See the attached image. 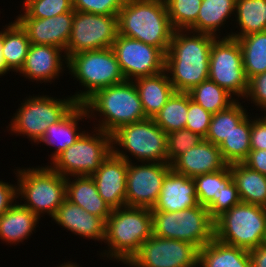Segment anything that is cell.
I'll list each match as a JSON object with an SVG mask.
<instances>
[{"label":"cell","instance_id":"obj_1","mask_svg":"<svg viewBox=\"0 0 266 267\" xmlns=\"http://www.w3.org/2000/svg\"><path fill=\"white\" fill-rule=\"evenodd\" d=\"M216 36L174 30L165 54V71L175 92H189L209 77V57Z\"/></svg>","mask_w":266,"mask_h":267},{"label":"cell","instance_id":"obj_2","mask_svg":"<svg viewBox=\"0 0 266 267\" xmlns=\"http://www.w3.org/2000/svg\"><path fill=\"white\" fill-rule=\"evenodd\" d=\"M152 235L151 209L126 205L112 209L105 222L103 242L108 250H103L99 255L103 260L126 265Z\"/></svg>","mask_w":266,"mask_h":267},{"label":"cell","instance_id":"obj_3","mask_svg":"<svg viewBox=\"0 0 266 267\" xmlns=\"http://www.w3.org/2000/svg\"><path fill=\"white\" fill-rule=\"evenodd\" d=\"M83 104L89 120L95 118L93 128L110 135L124 125L147 118L136 85L131 80L99 89Z\"/></svg>","mask_w":266,"mask_h":267},{"label":"cell","instance_id":"obj_4","mask_svg":"<svg viewBox=\"0 0 266 267\" xmlns=\"http://www.w3.org/2000/svg\"><path fill=\"white\" fill-rule=\"evenodd\" d=\"M174 28L165 0H125L118 13V34L159 48L169 49Z\"/></svg>","mask_w":266,"mask_h":267},{"label":"cell","instance_id":"obj_5","mask_svg":"<svg viewBox=\"0 0 266 267\" xmlns=\"http://www.w3.org/2000/svg\"><path fill=\"white\" fill-rule=\"evenodd\" d=\"M44 166L14 169L17 199L39 219L46 215L53 218L66 199V178L49 164Z\"/></svg>","mask_w":266,"mask_h":267},{"label":"cell","instance_id":"obj_6","mask_svg":"<svg viewBox=\"0 0 266 267\" xmlns=\"http://www.w3.org/2000/svg\"><path fill=\"white\" fill-rule=\"evenodd\" d=\"M67 71L83 88L72 95L78 104H83L99 89L125 81L112 48L71 55Z\"/></svg>","mask_w":266,"mask_h":267},{"label":"cell","instance_id":"obj_7","mask_svg":"<svg viewBox=\"0 0 266 267\" xmlns=\"http://www.w3.org/2000/svg\"><path fill=\"white\" fill-rule=\"evenodd\" d=\"M62 98L47 94L26 96L6 126L7 130L11 135L27 136L31 144H37L47 128L59 122L77 104L72 96Z\"/></svg>","mask_w":266,"mask_h":267},{"label":"cell","instance_id":"obj_8","mask_svg":"<svg viewBox=\"0 0 266 267\" xmlns=\"http://www.w3.org/2000/svg\"><path fill=\"white\" fill-rule=\"evenodd\" d=\"M112 152L127 162L167 163V134L150 118L124 125L112 134Z\"/></svg>","mask_w":266,"mask_h":267},{"label":"cell","instance_id":"obj_9","mask_svg":"<svg viewBox=\"0 0 266 267\" xmlns=\"http://www.w3.org/2000/svg\"><path fill=\"white\" fill-rule=\"evenodd\" d=\"M214 238L247 251L266 243V208L236 204L214 221Z\"/></svg>","mask_w":266,"mask_h":267},{"label":"cell","instance_id":"obj_10","mask_svg":"<svg viewBox=\"0 0 266 267\" xmlns=\"http://www.w3.org/2000/svg\"><path fill=\"white\" fill-rule=\"evenodd\" d=\"M153 235L196 245L199 249L214 239V220L200 204L177 212L151 211Z\"/></svg>","mask_w":266,"mask_h":267},{"label":"cell","instance_id":"obj_11","mask_svg":"<svg viewBox=\"0 0 266 267\" xmlns=\"http://www.w3.org/2000/svg\"><path fill=\"white\" fill-rule=\"evenodd\" d=\"M94 129V130H93ZM60 153L50 167L67 178L69 176H92L112 152V135L93 128Z\"/></svg>","mask_w":266,"mask_h":267},{"label":"cell","instance_id":"obj_12","mask_svg":"<svg viewBox=\"0 0 266 267\" xmlns=\"http://www.w3.org/2000/svg\"><path fill=\"white\" fill-rule=\"evenodd\" d=\"M209 80L227 90L237 100L248 92L243 54L237 39L219 37L213 41L209 57ZM241 97V98H240Z\"/></svg>","mask_w":266,"mask_h":267},{"label":"cell","instance_id":"obj_13","mask_svg":"<svg viewBox=\"0 0 266 267\" xmlns=\"http://www.w3.org/2000/svg\"><path fill=\"white\" fill-rule=\"evenodd\" d=\"M118 35V16L74 11L71 35L65 50L71 55L111 48Z\"/></svg>","mask_w":266,"mask_h":267},{"label":"cell","instance_id":"obj_14","mask_svg":"<svg viewBox=\"0 0 266 267\" xmlns=\"http://www.w3.org/2000/svg\"><path fill=\"white\" fill-rule=\"evenodd\" d=\"M199 248L189 242L152 235L125 265L128 267H198Z\"/></svg>","mask_w":266,"mask_h":267},{"label":"cell","instance_id":"obj_15","mask_svg":"<svg viewBox=\"0 0 266 267\" xmlns=\"http://www.w3.org/2000/svg\"><path fill=\"white\" fill-rule=\"evenodd\" d=\"M111 48L125 80L133 81L165 70V54L142 41L118 34Z\"/></svg>","mask_w":266,"mask_h":267},{"label":"cell","instance_id":"obj_16","mask_svg":"<svg viewBox=\"0 0 266 267\" xmlns=\"http://www.w3.org/2000/svg\"><path fill=\"white\" fill-rule=\"evenodd\" d=\"M170 170L168 163L128 162L125 205L152 209Z\"/></svg>","mask_w":266,"mask_h":267},{"label":"cell","instance_id":"obj_17","mask_svg":"<svg viewBox=\"0 0 266 267\" xmlns=\"http://www.w3.org/2000/svg\"><path fill=\"white\" fill-rule=\"evenodd\" d=\"M65 68L68 69V58L64 50L50 45L30 44L25 63L18 73L31 82L51 85L59 80Z\"/></svg>","mask_w":266,"mask_h":267},{"label":"cell","instance_id":"obj_18","mask_svg":"<svg viewBox=\"0 0 266 267\" xmlns=\"http://www.w3.org/2000/svg\"><path fill=\"white\" fill-rule=\"evenodd\" d=\"M74 11L50 18H16L30 44L50 45L66 50L73 26Z\"/></svg>","mask_w":266,"mask_h":267},{"label":"cell","instance_id":"obj_19","mask_svg":"<svg viewBox=\"0 0 266 267\" xmlns=\"http://www.w3.org/2000/svg\"><path fill=\"white\" fill-rule=\"evenodd\" d=\"M128 162L113 152L91 176L98 193L111 209L125 206Z\"/></svg>","mask_w":266,"mask_h":267},{"label":"cell","instance_id":"obj_20","mask_svg":"<svg viewBox=\"0 0 266 267\" xmlns=\"http://www.w3.org/2000/svg\"><path fill=\"white\" fill-rule=\"evenodd\" d=\"M227 165L219 147L203 139L198 145L180 155L171 164V169L178 174L195 178L198 175L220 171Z\"/></svg>","mask_w":266,"mask_h":267},{"label":"cell","instance_id":"obj_21","mask_svg":"<svg viewBox=\"0 0 266 267\" xmlns=\"http://www.w3.org/2000/svg\"><path fill=\"white\" fill-rule=\"evenodd\" d=\"M52 221L83 239L101 243L105 240V222L67 199L59 206Z\"/></svg>","mask_w":266,"mask_h":267},{"label":"cell","instance_id":"obj_22","mask_svg":"<svg viewBox=\"0 0 266 267\" xmlns=\"http://www.w3.org/2000/svg\"><path fill=\"white\" fill-rule=\"evenodd\" d=\"M198 205L193 178L171 169L164 178L158 201L151 211L177 212Z\"/></svg>","mask_w":266,"mask_h":267},{"label":"cell","instance_id":"obj_23","mask_svg":"<svg viewBox=\"0 0 266 267\" xmlns=\"http://www.w3.org/2000/svg\"><path fill=\"white\" fill-rule=\"evenodd\" d=\"M88 120V112L84 104H76L59 122L50 125L43 137L38 141L55 150L48 155L50 163L64 150L73 145L77 139L86 131L79 128L80 121ZM80 129V130H79Z\"/></svg>","mask_w":266,"mask_h":267},{"label":"cell","instance_id":"obj_24","mask_svg":"<svg viewBox=\"0 0 266 267\" xmlns=\"http://www.w3.org/2000/svg\"><path fill=\"white\" fill-rule=\"evenodd\" d=\"M39 219L31 210L19 201L0 216V239L2 243L12 246L23 244L24 240L36 233Z\"/></svg>","mask_w":266,"mask_h":267},{"label":"cell","instance_id":"obj_25","mask_svg":"<svg viewBox=\"0 0 266 267\" xmlns=\"http://www.w3.org/2000/svg\"><path fill=\"white\" fill-rule=\"evenodd\" d=\"M66 199L80 206L84 211L100 217L104 222H106L112 211L110 206L98 193L91 176L67 177Z\"/></svg>","mask_w":266,"mask_h":267},{"label":"cell","instance_id":"obj_26","mask_svg":"<svg viewBox=\"0 0 266 267\" xmlns=\"http://www.w3.org/2000/svg\"><path fill=\"white\" fill-rule=\"evenodd\" d=\"M134 81L147 118L152 119L175 92L167 72L137 78Z\"/></svg>","mask_w":266,"mask_h":267},{"label":"cell","instance_id":"obj_27","mask_svg":"<svg viewBox=\"0 0 266 267\" xmlns=\"http://www.w3.org/2000/svg\"><path fill=\"white\" fill-rule=\"evenodd\" d=\"M235 5L236 0H202L197 20L188 30L222 37L221 27H226L227 20L233 21Z\"/></svg>","mask_w":266,"mask_h":267},{"label":"cell","instance_id":"obj_28","mask_svg":"<svg viewBox=\"0 0 266 267\" xmlns=\"http://www.w3.org/2000/svg\"><path fill=\"white\" fill-rule=\"evenodd\" d=\"M198 267H251L250 254L214 238L199 249Z\"/></svg>","mask_w":266,"mask_h":267},{"label":"cell","instance_id":"obj_29","mask_svg":"<svg viewBox=\"0 0 266 267\" xmlns=\"http://www.w3.org/2000/svg\"><path fill=\"white\" fill-rule=\"evenodd\" d=\"M233 21L238 30L223 37L238 39L248 34L266 31V0H236Z\"/></svg>","mask_w":266,"mask_h":267},{"label":"cell","instance_id":"obj_30","mask_svg":"<svg viewBox=\"0 0 266 267\" xmlns=\"http://www.w3.org/2000/svg\"><path fill=\"white\" fill-rule=\"evenodd\" d=\"M241 202L266 208V176L243 163L230 164Z\"/></svg>","mask_w":266,"mask_h":267},{"label":"cell","instance_id":"obj_31","mask_svg":"<svg viewBox=\"0 0 266 267\" xmlns=\"http://www.w3.org/2000/svg\"><path fill=\"white\" fill-rule=\"evenodd\" d=\"M3 27L2 55L6 63V74L18 73L25 63L30 46L26 31L14 20Z\"/></svg>","mask_w":266,"mask_h":267},{"label":"cell","instance_id":"obj_32","mask_svg":"<svg viewBox=\"0 0 266 267\" xmlns=\"http://www.w3.org/2000/svg\"><path fill=\"white\" fill-rule=\"evenodd\" d=\"M237 40L242 50L247 80L266 72V31L248 34Z\"/></svg>","mask_w":266,"mask_h":267},{"label":"cell","instance_id":"obj_33","mask_svg":"<svg viewBox=\"0 0 266 267\" xmlns=\"http://www.w3.org/2000/svg\"><path fill=\"white\" fill-rule=\"evenodd\" d=\"M251 113L248 114L218 146L224 161L242 163L251 151Z\"/></svg>","mask_w":266,"mask_h":267},{"label":"cell","instance_id":"obj_34","mask_svg":"<svg viewBox=\"0 0 266 267\" xmlns=\"http://www.w3.org/2000/svg\"><path fill=\"white\" fill-rule=\"evenodd\" d=\"M237 100L229 108L212 114L209 129L204 140L219 146L250 112Z\"/></svg>","mask_w":266,"mask_h":267},{"label":"cell","instance_id":"obj_35","mask_svg":"<svg viewBox=\"0 0 266 267\" xmlns=\"http://www.w3.org/2000/svg\"><path fill=\"white\" fill-rule=\"evenodd\" d=\"M188 113V92H174L162 109L152 118L166 133L184 129Z\"/></svg>","mask_w":266,"mask_h":267},{"label":"cell","instance_id":"obj_36","mask_svg":"<svg viewBox=\"0 0 266 267\" xmlns=\"http://www.w3.org/2000/svg\"><path fill=\"white\" fill-rule=\"evenodd\" d=\"M188 93L193 101L211 114L223 111L237 101L236 97L209 79L194 86Z\"/></svg>","mask_w":266,"mask_h":267},{"label":"cell","instance_id":"obj_37","mask_svg":"<svg viewBox=\"0 0 266 267\" xmlns=\"http://www.w3.org/2000/svg\"><path fill=\"white\" fill-rule=\"evenodd\" d=\"M196 195L201 206L208 208L213 202H221L222 190L233 180L230 165L216 172L193 178Z\"/></svg>","mask_w":266,"mask_h":267},{"label":"cell","instance_id":"obj_38","mask_svg":"<svg viewBox=\"0 0 266 267\" xmlns=\"http://www.w3.org/2000/svg\"><path fill=\"white\" fill-rule=\"evenodd\" d=\"M22 9L16 18H50L75 11L72 0H23Z\"/></svg>","mask_w":266,"mask_h":267},{"label":"cell","instance_id":"obj_39","mask_svg":"<svg viewBox=\"0 0 266 267\" xmlns=\"http://www.w3.org/2000/svg\"><path fill=\"white\" fill-rule=\"evenodd\" d=\"M174 30H188L197 20L202 0H165Z\"/></svg>","mask_w":266,"mask_h":267},{"label":"cell","instance_id":"obj_40","mask_svg":"<svg viewBox=\"0 0 266 267\" xmlns=\"http://www.w3.org/2000/svg\"><path fill=\"white\" fill-rule=\"evenodd\" d=\"M204 138L186 128L167 134V163L172 164L180 155L198 145Z\"/></svg>","mask_w":266,"mask_h":267},{"label":"cell","instance_id":"obj_41","mask_svg":"<svg viewBox=\"0 0 266 267\" xmlns=\"http://www.w3.org/2000/svg\"><path fill=\"white\" fill-rule=\"evenodd\" d=\"M125 0H72L75 11L118 16Z\"/></svg>","mask_w":266,"mask_h":267},{"label":"cell","instance_id":"obj_42","mask_svg":"<svg viewBox=\"0 0 266 267\" xmlns=\"http://www.w3.org/2000/svg\"><path fill=\"white\" fill-rule=\"evenodd\" d=\"M212 114L193 101L188 93V113L185 128L205 138Z\"/></svg>","mask_w":266,"mask_h":267},{"label":"cell","instance_id":"obj_43","mask_svg":"<svg viewBox=\"0 0 266 267\" xmlns=\"http://www.w3.org/2000/svg\"><path fill=\"white\" fill-rule=\"evenodd\" d=\"M241 199L238 193L237 186L232 180L223 190L221 194V202H213L207 210L210 217L215 221L224 212L240 203Z\"/></svg>","mask_w":266,"mask_h":267},{"label":"cell","instance_id":"obj_44","mask_svg":"<svg viewBox=\"0 0 266 267\" xmlns=\"http://www.w3.org/2000/svg\"><path fill=\"white\" fill-rule=\"evenodd\" d=\"M247 103L256 106V110H260L261 114L266 111V72L252 77L248 81V92L243 99ZM249 101V102H248Z\"/></svg>","mask_w":266,"mask_h":267},{"label":"cell","instance_id":"obj_45","mask_svg":"<svg viewBox=\"0 0 266 267\" xmlns=\"http://www.w3.org/2000/svg\"><path fill=\"white\" fill-rule=\"evenodd\" d=\"M257 115L251 116V150H266V117Z\"/></svg>","mask_w":266,"mask_h":267},{"label":"cell","instance_id":"obj_46","mask_svg":"<svg viewBox=\"0 0 266 267\" xmlns=\"http://www.w3.org/2000/svg\"><path fill=\"white\" fill-rule=\"evenodd\" d=\"M0 179V216L17 202V184Z\"/></svg>","mask_w":266,"mask_h":267},{"label":"cell","instance_id":"obj_47","mask_svg":"<svg viewBox=\"0 0 266 267\" xmlns=\"http://www.w3.org/2000/svg\"><path fill=\"white\" fill-rule=\"evenodd\" d=\"M242 163L266 176V150H251Z\"/></svg>","mask_w":266,"mask_h":267},{"label":"cell","instance_id":"obj_48","mask_svg":"<svg viewBox=\"0 0 266 267\" xmlns=\"http://www.w3.org/2000/svg\"><path fill=\"white\" fill-rule=\"evenodd\" d=\"M251 267H266V243L249 251Z\"/></svg>","mask_w":266,"mask_h":267},{"label":"cell","instance_id":"obj_49","mask_svg":"<svg viewBox=\"0 0 266 267\" xmlns=\"http://www.w3.org/2000/svg\"><path fill=\"white\" fill-rule=\"evenodd\" d=\"M3 46V28L0 31V78L6 75V63L2 55Z\"/></svg>","mask_w":266,"mask_h":267},{"label":"cell","instance_id":"obj_50","mask_svg":"<svg viewBox=\"0 0 266 267\" xmlns=\"http://www.w3.org/2000/svg\"><path fill=\"white\" fill-rule=\"evenodd\" d=\"M80 264H78L77 262H72V261H67V262H64L62 264L57 265V267H80L79 266Z\"/></svg>","mask_w":266,"mask_h":267}]
</instances>
